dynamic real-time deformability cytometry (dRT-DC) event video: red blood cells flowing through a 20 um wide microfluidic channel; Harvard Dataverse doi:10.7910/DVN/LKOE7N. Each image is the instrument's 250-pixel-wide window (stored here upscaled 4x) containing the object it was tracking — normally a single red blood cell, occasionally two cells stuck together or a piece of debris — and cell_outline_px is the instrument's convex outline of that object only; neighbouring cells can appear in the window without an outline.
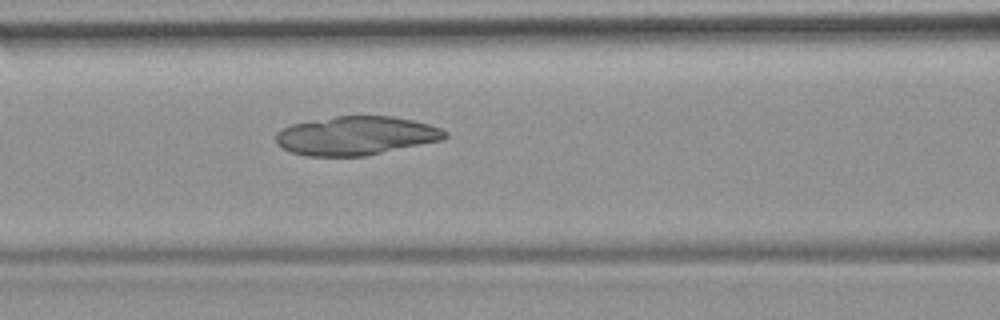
{"species": "common noctule bat (a hibernating species)", "species_latin": "Nyctalus noctula", "temperature_condition": "room temperature", "stored_images_in_passage": 42, "camera_frame_rate_fps": 3000, "um_per_image_px": 0.085, "animal": {"sex": "female", "body_mass_g": 19.9}, "frame": {"image": 1, "passage_image": 13, "time_ms": 4.0, "image_size_px": [1000, 320], "cell_outline_px": [[448, 136], [444, 140], [364, 156], [308, 156], [288, 152], [280, 148], [276, 144], [276, 132], [280, 128], [292, 124], [336, 116], [392, 116], [412, 120], [428, 124], [440, 128], [448, 132]], "centroid_in_image_um": [30.24, 11.54], "position_along_channel_um": 136.4, "area_um2": 38.44}}
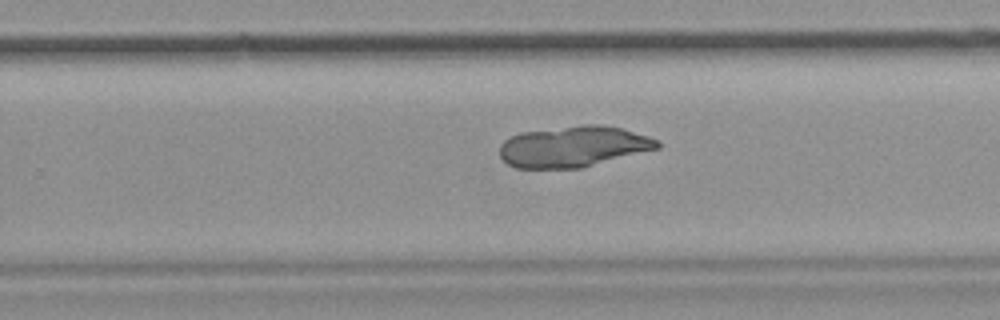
{"frame": {"image": 2, "passage_image": 24, "time_ms": 7.667, "image_size_px": [1000, 320], "cell_outline_px": [[660, 148], [580, 168], [516, 168], [508, 164], [500, 156], [500, 144], [508, 136], [520, 132], [584, 124], [604, 124], [620, 128], [648, 136], [660, 140]], "centroid_in_image_um": [48.73, 12.45], "position_along_channel_um": 281.1, "area_um2": 37.8}}